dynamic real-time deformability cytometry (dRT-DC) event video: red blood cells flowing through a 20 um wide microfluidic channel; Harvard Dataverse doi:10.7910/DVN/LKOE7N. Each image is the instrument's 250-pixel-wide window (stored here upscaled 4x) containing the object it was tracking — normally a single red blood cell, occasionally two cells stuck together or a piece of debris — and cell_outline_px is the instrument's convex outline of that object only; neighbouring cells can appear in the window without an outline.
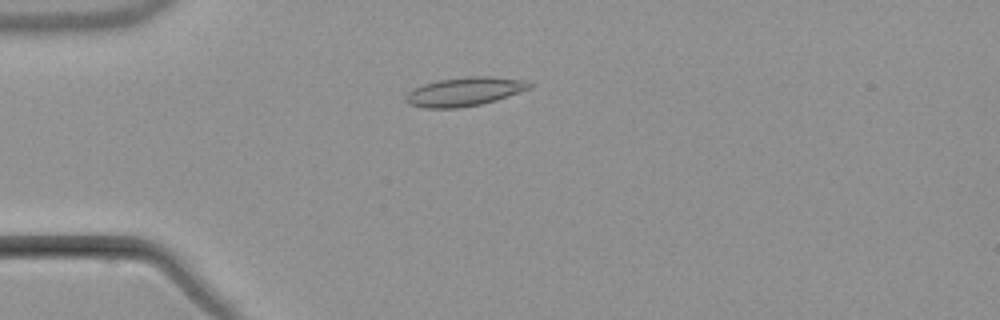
{"species": "common noctule bat (a hibernating species)", "species_latin": "Nyctalus noctula", "temperature_condition": "warm", "stored_images_in_passage": 2, "camera_frame_rate_fps": 3000, "um_per_image_px": 0.085, "animal": {"sex": "male", "body_mass_g": 21.5, "forearm_length_mm": 52.0}, "frame": {"image": 1, "passage_image": 1, "time_ms": 0.0, "image_size_px": [1000, 320], "cell_outline_px": [[532, 88], [496, 100], [480, 104], [460, 108], [424, 108], [408, 104], [404, 100], [404, 96], [408, 92], [424, 84], [436, 80], [464, 76], [488, 76], [524, 80], [532, 84]], "centroid_in_image_um": [39.46, 7.79], "position_along_channel_um": 45.5, "area_um2": 20.87}}